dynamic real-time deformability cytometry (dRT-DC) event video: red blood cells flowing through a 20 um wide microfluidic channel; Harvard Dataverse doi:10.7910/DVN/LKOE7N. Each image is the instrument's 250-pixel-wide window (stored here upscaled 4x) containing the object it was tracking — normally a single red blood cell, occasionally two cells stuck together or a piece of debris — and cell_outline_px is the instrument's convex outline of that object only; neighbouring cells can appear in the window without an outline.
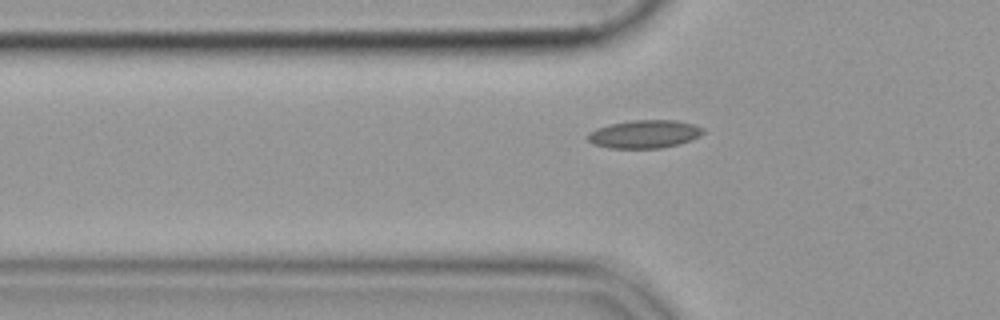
{"species": "common noctule bat (a hibernating species)", "species_latin": "Nyctalus noctula", "temperature_condition": "cold", "stored_images_in_passage": 35, "camera_frame_rate_fps": 3000, "um_per_image_px": 0.085, "animal": {"sex": "female", "body_mass_g": 19.9}, "frame": {"image": 1, "passage_image": 6, "time_ms": 1.667, "image_size_px": [1000, 320], "cell_outline_px": [[704, 132], [700, 136], [692, 140], [660, 148], [608, 148], [592, 144], [584, 136], [588, 132], [596, 128], [608, 124], [632, 120], [676, 120], [696, 124], [704, 128]], "centroid_in_image_um": [54.75, 11.39], "position_along_channel_um": 71.1, "area_um2": 19.19}}
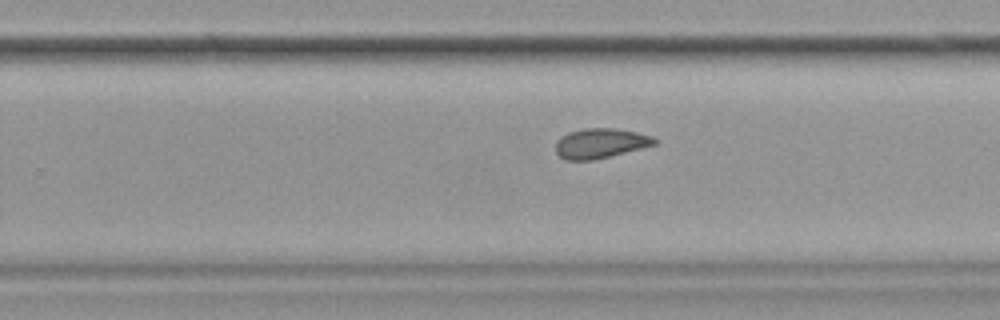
{"frame": {"image": 2, "passage_image": 23, "time_ms": 7.333, "image_size_px": [1000, 320], "cell_outline_px": [[656, 144], [592, 160], [564, 160], [556, 152], [556, 140], [560, 136], [568, 132], [584, 128], [616, 128], [636, 132], [652, 136], [656, 140]], "centroid_in_image_um": [50.98, 12.16], "position_along_channel_um": 278.8, "area_um2": 17.05}}
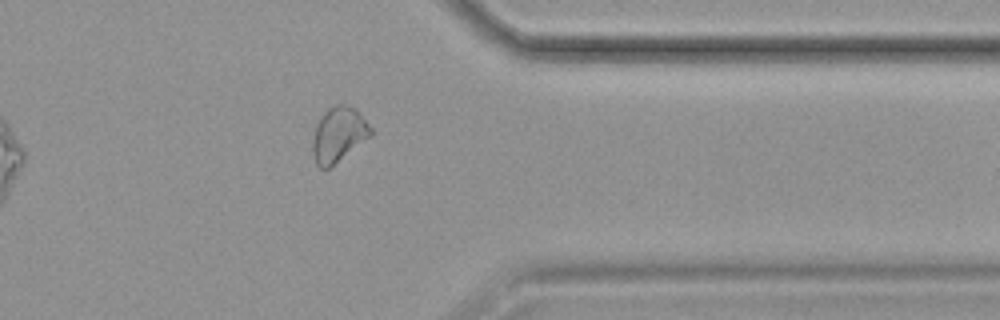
{"frame": {"image": 3, "passage_image": 32, "time_ms": 10.333, "image_size_px": [1000, 320], "cell_outline_px": [[372, 136], [328, 168], [320, 168], [316, 164], [312, 152], [312, 140], [316, 124], [324, 112], [332, 104], [348, 104], [356, 108], [360, 112], [372, 128]], "centroid_in_image_um": [28.79, 11.4], "position_along_channel_um": 382.6, "area_um2": 18.79}}